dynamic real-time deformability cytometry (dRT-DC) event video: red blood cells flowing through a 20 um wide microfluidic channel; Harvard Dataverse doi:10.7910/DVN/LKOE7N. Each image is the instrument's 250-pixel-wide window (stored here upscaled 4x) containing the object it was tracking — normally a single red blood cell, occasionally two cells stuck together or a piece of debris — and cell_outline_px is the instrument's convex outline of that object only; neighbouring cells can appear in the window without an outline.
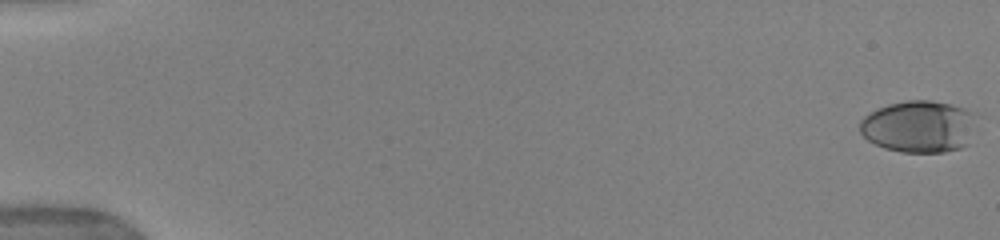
{"species": "human", "species_latin": "Homo sapiens", "temperature_condition": "warm", "stored_images_in_passage": 53, "camera_frame_rate_fps": 3000, "um_per_image_px": 0.085, "donor": {"sex": "female"}, "frame": {"image": 1, "passage_image": 1, "time_ms": 0.0, "image_size_px": [1000, 240], "cell_outline_px": [[984, 116], [968, 144], [960, 148], [944, 152], [900, 152], [884, 148], [868, 140], [860, 132], [860, 120], [864, 116], [888, 104], [908, 100], [932, 100], [952, 104], [976, 112]], "centroid_in_image_um": [78.25, 10.74], "position_along_channel_um": 6.7, "area_um2": 36.36}}
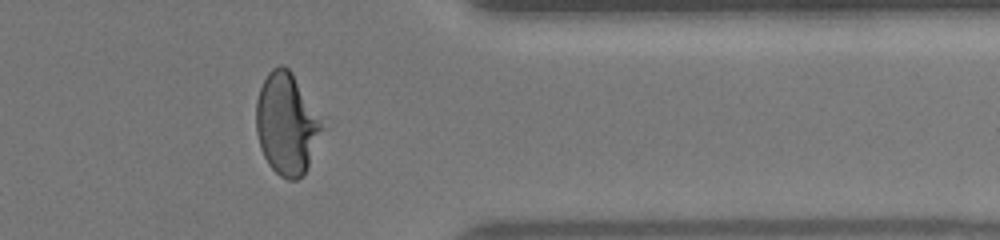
{"frame": {"image": 2, "passage_image": 44, "time_ms": 14.333, "image_size_px": [1000, 240], "cell_outline_px": [[332, 124], [304, 172], [296, 180], [288, 180], [280, 176], [268, 164], [260, 148], [256, 132], [256, 100], [260, 88], [268, 72], [272, 68], [280, 64], [288, 68], [292, 72]], "centroid_in_image_um": [24.51, 10.5], "position_along_channel_um": 386.9, "area_um2": 41.27}}
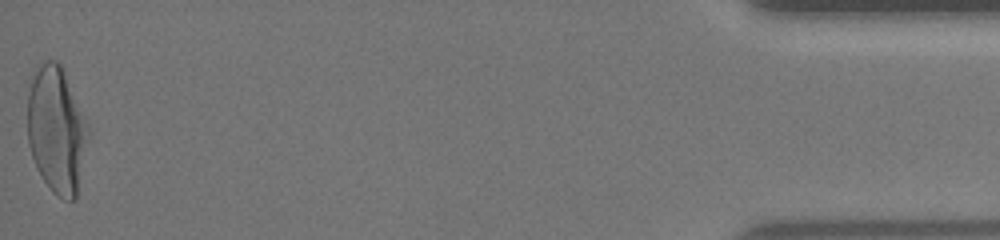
{"frame": {"image": 3, "passage_image": 53, "time_ms": 17.333, "image_size_px": [1000, 240], "cell_outline_px": [[88, 132], [76, 196], [72, 200], [64, 200], [56, 196], [52, 192], [36, 168], [28, 144], [28, 92], [32, 80], [40, 64], [44, 60], [56, 60], [60, 64], [88, 124]], "centroid_in_image_um": [4.78, 11.05], "position_along_channel_um": 430.4, "area_um2": 43.93}, "authors_computed_cell_mechanics": {"area_um2": 37.9168, "velocity_mm_per_s": 3.956, "shape_relaxation_time_tau1_ms": 4.8198, "shape_relaxation_time_tau2_ms": null, "deformation_change_tau1": 0.2425, "deformation_change_tau2": null}}